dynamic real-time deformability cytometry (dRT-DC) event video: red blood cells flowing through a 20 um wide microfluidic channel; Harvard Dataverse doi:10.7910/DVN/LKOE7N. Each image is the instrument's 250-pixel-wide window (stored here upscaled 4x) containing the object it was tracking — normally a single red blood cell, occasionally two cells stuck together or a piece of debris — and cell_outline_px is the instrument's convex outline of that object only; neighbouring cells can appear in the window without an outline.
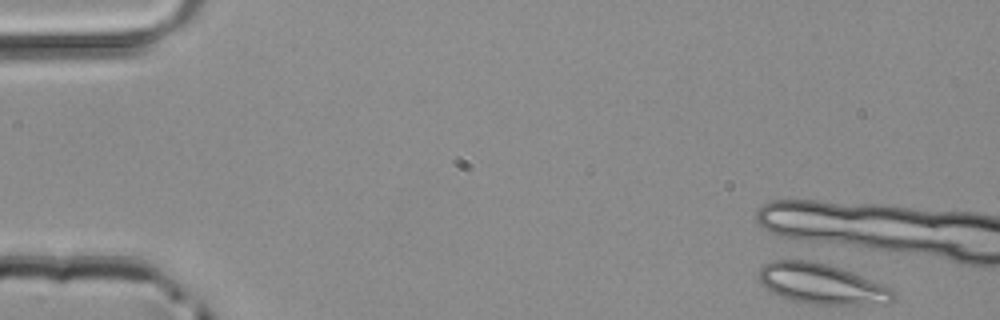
{"species": "common noctule bat (a hibernating species)", "species_latin": "Nyctalus noctula", "temperature_condition": "room temperature", "stored_images_in_passage": 1, "camera_frame_rate_fps": 3000, "um_per_image_px": 0.085, "animal": {"sex": "male", "body_mass_g": 20.4}, "frame": {"image": 1, "passage_image": 1, "time_ms": 0.0, "image_size_px": [1000, 320], "cell_outline_px": [[896, 296], [892, 300], [860, 304], [808, 304], [792, 300], [780, 296], [772, 292], [760, 284], [760, 268], [764, 264], [772, 260], [808, 260], [828, 264], [852, 272], [892, 288], [896, 292]], "centroid_in_image_um": [69.79, 24.11], "position_along_channel_um": 15.2, "area_um2": 31.27}}